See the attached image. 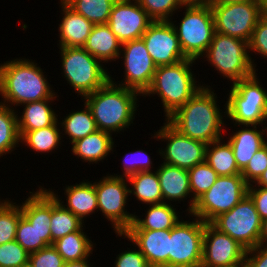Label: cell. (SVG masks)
Returning a JSON list of instances; mask_svg holds the SVG:
<instances>
[{
    "label": "cell",
    "instance_id": "obj_15",
    "mask_svg": "<svg viewBox=\"0 0 267 267\" xmlns=\"http://www.w3.org/2000/svg\"><path fill=\"white\" fill-rule=\"evenodd\" d=\"M119 60L124 76L121 81L110 80L125 88L133 89L141 95L150 87L157 66L154 64L142 38L122 43ZM123 65V66H122Z\"/></svg>",
    "mask_w": 267,
    "mask_h": 267
},
{
    "label": "cell",
    "instance_id": "obj_1",
    "mask_svg": "<svg viewBox=\"0 0 267 267\" xmlns=\"http://www.w3.org/2000/svg\"><path fill=\"white\" fill-rule=\"evenodd\" d=\"M202 85L192 98L165 120L184 136L210 144L224 137L228 125L226 105L220 109L215 90L208 83L202 82Z\"/></svg>",
    "mask_w": 267,
    "mask_h": 267
},
{
    "label": "cell",
    "instance_id": "obj_8",
    "mask_svg": "<svg viewBox=\"0 0 267 267\" xmlns=\"http://www.w3.org/2000/svg\"><path fill=\"white\" fill-rule=\"evenodd\" d=\"M183 18L180 23L171 19L179 44L187 58L200 62L215 34L214 20L210 4L182 6ZM178 22V23H177Z\"/></svg>",
    "mask_w": 267,
    "mask_h": 267
},
{
    "label": "cell",
    "instance_id": "obj_53",
    "mask_svg": "<svg viewBox=\"0 0 267 267\" xmlns=\"http://www.w3.org/2000/svg\"><path fill=\"white\" fill-rule=\"evenodd\" d=\"M253 0H209V3H239Z\"/></svg>",
    "mask_w": 267,
    "mask_h": 267
},
{
    "label": "cell",
    "instance_id": "obj_5",
    "mask_svg": "<svg viewBox=\"0 0 267 267\" xmlns=\"http://www.w3.org/2000/svg\"><path fill=\"white\" fill-rule=\"evenodd\" d=\"M258 74L229 86L226 119L233 125L267 126V90L260 84Z\"/></svg>",
    "mask_w": 267,
    "mask_h": 267
},
{
    "label": "cell",
    "instance_id": "obj_42",
    "mask_svg": "<svg viewBox=\"0 0 267 267\" xmlns=\"http://www.w3.org/2000/svg\"><path fill=\"white\" fill-rule=\"evenodd\" d=\"M28 253L16 240L0 245V267H28Z\"/></svg>",
    "mask_w": 267,
    "mask_h": 267
},
{
    "label": "cell",
    "instance_id": "obj_26",
    "mask_svg": "<svg viewBox=\"0 0 267 267\" xmlns=\"http://www.w3.org/2000/svg\"><path fill=\"white\" fill-rule=\"evenodd\" d=\"M147 206L142 217L134 213L133 223L127 230H171L181 219L173 204L162 202Z\"/></svg>",
    "mask_w": 267,
    "mask_h": 267
},
{
    "label": "cell",
    "instance_id": "obj_46",
    "mask_svg": "<svg viewBox=\"0 0 267 267\" xmlns=\"http://www.w3.org/2000/svg\"><path fill=\"white\" fill-rule=\"evenodd\" d=\"M65 261L53 245L30 253L28 267H64Z\"/></svg>",
    "mask_w": 267,
    "mask_h": 267
},
{
    "label": "cell",
    "instance_id": "obj_17",
    "mask_svg": "<svg viewBox=\"0 0 267 267\" xmlns=\"http://www.w3.org/2000/svg\"><path fill=\"white\" fill-rule=\"evenodd\" d=\"M141 38L157 67L188 59L170 21H153Z\"/></svg>",
    "mask_w": 267,
    "mask_h": 267
},
{
    "label": "cell",
    "instance_id": "obj_31",
    "mask_svg": "<svg viewBox=\"0 0 267 267\" xmlns=\"http://www.w3.org/2000/svg\"><path fill=\"white\" fill-rule=\"evenodd\" d=\"M129 194L141 204L151 205L163 202L161 186L155 171L138 172L127 178Z\"/></svg>",
    "mask_w": 267,
    "mask_h": 267
},
{
    "label": "cell",
    "instance_id": "obj_20",
    "mask_svg": "<svg viewBox=\"0 0 267 267\" xmlns=\"http://www.w3.org/2000/svg\"><path fill=\"white\" fill-rule=\"evenodd\" d=\"M38 185L35 191H29L28 198L20 203L22 216L34 227L40 238L51 245V192Z\"/></svg>",
    "mask_w": 267,
    "mask_h": 267
},
{
    "label": "cell",
    "instance_id": "obj_36",
    "mask_svg": "<svg viewBox=\"0 0 267 267\" xmlns=\"http://www.w3.org/2000/svg\"><path fill=\"white\" fill-rule=\"evenodd\" d=\"M76 13L94 25L107 24L112 7L117 0H63Z\"/></svg>",
    "mask_w": 267,
    "mask_h": 267
},
{
    "label": "cell",
    "instance_id": "obj_38",
    "mask_svg": "<svg viewBox=\"0 0 267 267\" xmlns=\"http://www.w3.org/2000/svg\"><path fill=\"white\" fill-rule=\"evenodd\" d=\"M192 194V209L195 201L215 183L218 174L205 161L188 170Z\"/></svg>",
    "mask_w": 267,
    "mask_h": 267
},
{
    "label": "cell",
    "instance_id": "obj_52",
    "mask_svg": "<svg viewBox=\"0 0 267 267\" xmlns=\"http://www.w3.org/2000/svg\"><path fill=\"white\" fill-rule=\"evenodd\" d=\"M256 186H261L267 188V169L259 177V179L254 183Z\"/></svg>",
    "mask_w": 267,
    "mask_h": 267
},
{
    "label": "cell",
    "instance_id": "obj_23",
    "mask_svg": "<svg viewBox=\"0 0 267 267\" xmlns=\"http://www.w3.org/2000/svg\"><path fill=\"white\" fill-rule=\"evenodd\" d=\"M86 181V182H85ZM48 190L57 198L60 204L76 215L81 221L86 222L87 217L98 212V200L93 181L75 183L73 185L63 186L66 202L60 199L58 191L48 188ZM86 218V219H85Z\"/></svg>",
    "mask_w": 267,
    "mask_h": 267
},
{
    "label": "cell",
    "instance_id": "obj_34",
    "mask_svg": "<svg viewBox=\"0 0 267 267\" xmlns=\"http://www.w3.org/2000/svg\"><path fill=\"white\" fill-rule=\"evenodd\" d=\"M51 245L67 234L78 231L85 222L59 203L51 193Z\"/></svg>",
    "mask_w": 267,
    "mask_h": 267
},
{
    "label": "cell",
    "instance_id": "obj_9",
    "mask_svg": "<svg viewBox=\"0 0 267 267\" xmlns=\"http://www.w3.org/2000/svg\"><path fill=\"white\" fill-rule=\"evenodd\" d=\"M248 184L241 174L219 176L212 187L194 204L191 215L211 223L220 214L230 211L246 195Z\"/></svg>",
    "mask_w": 267,
    "mask_h": 267
},
{
    "label": "cell",
    "instance_id": "obj_33",
    "mask_svg": "<svg viewBox=\"0 0 267 267\" xmlns=\"http://www.w3.org/2000/svg\"><path fill=\"white\" fill-rule=\"evenodd\" d=\"M205 162L209 164L218 176L241 174L232 147L224 137L207 144Z\"/></svg>",
    "mask_w": 267,
    "mask_h": 267
},
{
    "label": "cell",
    "instance_id": "obj_7",
    "mask_svg": "<svg viewBox=\"0 0 267 267\" xmlns=\"http://www.w3.org/2000/svg\"><path fill=\"white\" fill-rule=\"evenodd\" d=\"M202 58L206 59L202 62L207 61L220 76L227 78L229 84L251 77L256 72L250 60L248 42L217 32Z\"/></svg>",
    "mask_w": 267,
    "mask_h": 267
},
{
    "label": "cell",
    "instance_id": "obj_54",
    "mask_svg": "<svg viewBox=\"0 0 267 267\" xmlns=\"http://www.w3.org/2000/svg\"><path fill=\"white\" fill-rule=\"evenodd\" d=\"M263 14L267 15V0H262Z\"/></svg>",
    "mask_w": 267,
    "mask_h": 267
},
{
    "label": "cell",
    "instance_id": "obj_45",
    "mask_svg": "<svg viewBox=\"0 0 267 267\" xmlns=\"http://www.w3.org/2000/svg\"><path fill=\"white\" fill-rule=\"evenodd\" d=\"M267 169V143L260 148L241 171V175L248 185L255 183Z\"/></svg>",
    "mask_w": 267,
    "mask_h": 267
},
{
    "label": "cell",
    "instance_id": "obj_19",
    "mask_svg": "<svg viewBox=\"0 0 267 267\" xmlns=\"http://www.w3.org/2000/svg\"><path fill=\"white\" fill-rule=\"evenodd\" d=\"M150 267H170V230H126Z\"/></svg>",
    "mask_w": 267,
    "mask_h": 267
},
{
    "label": "cell",
    "instance_id": "obj_10",
    "mask_svg": "<svg viewBox=\"0 0 267 267\" xmlns=\"http://www.w3.org/2000/svg\"><path fill=\"white\" fill-rule=\"evenodd\" d=\"M98 200V211L111 223L113 232L124 233L133 223L134 215L127 211L129 183L127 178L104 175L93 182Z\"/></svg>",
    "mask_w": 267,
    "mask_h": 267
},
{
    "label": "cell",
    "instance_id": "obj_29",
    "mask_svg": "<svg viewBox=\"0 0 267 267\" xmlns=\"http://www.w3.org/2000/svg\"><path fill=\"white\" fill-rule=\"evenodd\" d=\"M85 224L78 231L67 234L66 236L53 242V247L66 262L80 261L90 258L96 248L94 242L85 232Z\"/></svg>",
    "mask_w": 267,
    "mask_h": 267
},
{
    "label": "cell",
    "instance_id": "obj_32",
    "mask_svg": "<svg viewBox=\"0 0 267 267\" xmlns=\"http://www.w3.org/2000/svg\"><path fill=\"white\" fill-rule=\"evenodd\" d=\"M83 105V109H73V111L68 112L69 114L66 113V116L63 117L64 119L61 118L62 121L61 119L58 120L62 128V138L69 139V144L98 130L90 108L85 102Z\"/></svg>",
    "mask_w": 267,
    "mask_h": 267
},
{
    "label": "cell",
    "instance_id": "obj_37",
    "mask_svg": "<svg viewBox=\"0 0 267 267\" xmlns=\"http://www.w3.org/2000/svg\"><path fill=\"white\" fill-rule=\"evenodd\" d=\"M22 216L19 203L9 198L0 201V245L16 238L17 226Z\"/></svg>",
    "mask_w": 267,
    "mask_h": 267
},
{
    "label": "cell",
    "instance_id": "obj_16",
    "mask_svg": "<svg viewBox=\"0 0 267 267\" xmlns=\"http://www.w3.org/2000/svg\"><path fill=\"white\" fill-rule=\"evenodd\" d=\"M246 251L229 235L220 232L211 223H205L201 263L222 267H244Z\"/></svg>",
    "mask_w": 267,
    "mask_h": 267
},
{
    "label": "cell",
    "instance_id": "obj_28",
    "mask_svg": "<svg viewBox=\"0 0 267 267\" xmlns=\"http://www.w3.org/2000/svg\"><path fill=\"white\" fill-rule=\"evenodd\" d=\"M55 100L43 99L21 105L22 115H17L18 131H34L55 124L60 119L52 107Z\"/></svg>",
    "mask_w": 267,
    "mask_h": 267
},
{
    "label": "cell",
    "instance_id": "obj_39",
    "mask_svg": "<svg viewBox=\"0 0 267 267\" xmlns=\"http://www.w3.org/2000/svg\"><path fill=\"white\" fill-rule=\"evenodd\" d=\"M121 162L123 174H111L113 176L128 178L131 175L137 174L138 172L154 171L153 158L148 154L147 151L141 149L134 150L133 152L126 153Z\"/></svg>",
    "mask_w": 267,
    "mask_h": 267
},
{
    "label": "cell",
    "instance_id": "obj_22",
    "mask_svg": "<svg viewBox=\"0 0 267 267\" xmlns=\"http://www.w3.org/2000/svg\"><path fill=\"white\" fill-rule=\"evenodd\" d=\"M228 142L232 147L238 168L242 171L254 154L267 143V126L234 125ZM260 127H262L260 129ZM260 129V130H259Z\"/></svg>",
    "mask_w": 267,
    "mask_h": 267
},
{
    "label": "cell",
    "instance_id": "obj_43",
    "mask_svg": "<svg viewBox=\"0 0 267 267\" xmlns=\"http://www.w3.org/2000/svg\"><path fill=\"white\" fill-rule=\"evenodd\" d=\"M248 52L250 56L251 63L258 72L257 65L252 59L251 55H260L261 59L267 60V15L263 14L257 25L255 26L250 41L248 42ZM254 53V54H253Z\"/></svg>",
    "mask_w": 267,
    "mask_h": 267
},
{
    "label": "cell",
    "instance_id": "obj_27",
    "mask_svg": "<svg viewBox=\"0 0 267 267\" xmlns=\"http://www.w3.org/2000/svg\"><path fill=\"white\" fill-rule=\"evenodd\" d=\"M121 45L107 24H99L94 25L83 48L106 66V63L118 60Z\"/></svg>",
    "mask_w": 267,
    "mask_h": 267
},
{
    "label": "cell",
    "instance_id": "obj_30",
    "mask_svg": "<svg viewBox=\"0 0 267 267\" xmlns=\"http://www.w3.org/2000/svg\"><path fill=\"white\" fill-rule=\"evenodd\" d=\"M20 143L27 146L33 152L42 155L55 153L63 145L62 133L59 121L55 124L34 131H19ZM60 146V147H59Z\"/></svg>",
    "mask_w": 267,
    "mask_h": 267
},
{
    "label": "cell",
    "instance_id": "obj_47",
    "mask_svg": "<svg viewBox=\"0 0 267 267\" xmlns=\"http://www.w3.org/2000/svg\"><path fill=\"white\" fill-rule=\"evenodd\" d=\"M247 194L253 200L260 218L262 220L267 218V188L256 186L253 183L248 185Z\"/></svg>",
    "mask_w": 267,
    "mask_h": 267
},
{
    "label": "cell",
    "instance_id": "obj_48",
    "mask_svg": "<svg viewBox=\"0 0 267 267\" xmlns=\"http://www.w3.org/2000/svg\"><path fill=\"white\" fill-rule=\"evenodd\" d=\"M244 267H267V246L259 244L247 250Z\"/></svg>",
    "mask_w": 267,
    "mask_h": 267
},
{
    "label": "cell",
    "instance_id": "obj_24",
    "mask_svg": "<svg viewBox=\"0 0 267 267\" xmlns=\"http://www.w3.org/2000/svg\"><path fill=\"white\" fill-rule=\"evenodd\" d=\"M61 21L58 27L57 47H83L94 24L59 0Z\"/></svg>",
    "mask_w": 267,
    "mask_h": 267
},
{
    "label": "cell",
    "instance_id": "obj_6",
    "mask_svg": "<svg viewBox=\"0 0 267 267\" xmlns=\"http://www.w3.org/2000/svg\"><path fill=\"white\" fill-rule=\"evenodd\" d=\"M61 74L67 84L81 99L105 85L110 80L108 68L83 47H58Z\"/></svg>",
    "mask_w": 267,
    "mask_h": 267
},
{
    "label": "cell",
    "instance_id": "obj_13",
    "mask_svg": "<svg viewBox=\"0 0 267 267\" xmlns=\"http://www.w3.org/2000/svg\"><path fill=\"white\" fill-rule=\"evenodd\" d=\"M151 138L166 142V147L157 151L163 163L189 170L205 161L207 144L184 136L166 120L159 130L151 133Z\"/></svg>",
    "mask_w": 267,
    "mask_h": 267
},
{
    "label": "cell",
    "instance_id": "obj_41",
    "mask_svg": "<svg viewBox=\"0 0 267 267\" xmlns=\"http://www.w3.org/2000/svg\"><path fill=\"white\" fill-rule=\"evenodd\" d=\"M15 240L28 252L33 253L48 245L40 238L38 231L21 216Z\"/></svg>",
    "mask_w": 267,
    "mask_h": 267
},
{
    "label": "cell",
    "instance_id": "obj_25",
    "mask_svg": "<svg viewBox=\"0 0 267 267\" xmlns=\"http://www.w3.org/2000/svg\"><path fill=\"white\" fill-rule=\"evenodd\" d=\"M71 154L82 162L90 165L103 162L114 154L115 141L111 133L97 130L96 132L76 140L71 144ZM111 153V154H110Z\"/></svg>",
    "mask_w": 267,
    "mask_h": 267
},
{
    "label": "cell",
    "instance_id": "obj_44",
    "mask_svg": "<svg viewBox=\"0 0 267 267\" xmlns=\"http://www.w3.org/2000/svg\"><path fill=\"white\" fill-rule=\"evenodd\" d=\"M117 236L130 241V246L133 247H127V250H122L116 255L114 267H150L139 248L124 233H117L116 238Z\"/></svg>",
    "mask_w": 267,
    "mask_h": 267
},
{
    "label": "cell",
    "instance_id": "obj_4",
    "mask_svg": "<svg viewBox=\"0 0 267 267\" xmlns=\"http://www.w3.org/2000/svg\"><path fill=\"white\" fill-rule=\"evenodd\" d=\"M196 63V60L188 58L156 68L152 83L142 97H159L165 114L163 119L168 118L203 87L192 71Z\"/></svg>",
    "mask_w": 267,
    "mask_h": 267
},
{
    "label": "cell",
    "instance_id": "obj_12",
    "mask_svg": "<svg viewBox=\"0 0 267 267\" xmlns=\"http://www.w3.org/2000/svg\"><path fill=\"white\" fill-rule=\"evenodd\" d=\"M211 224L246 250L259 245L262 219L248 194L230 211L216 217Z\"/></svg>",
    "mask_w": 267,
    "mask_h": 267
},
{
    "label": "cell",
    "instance_id": "obj_55",
    "mask_svg": "<svg viewBox=\"0 0 267 267\" xmlns=\"http://www.w3.org/2000/svg\"><path fill=\"white\" fill-rule=\"evenodd\" d=\"M199 267H222V266H214V265H208V264L200 263Z\"/></svg>",
    "mask_w": 267,
    "mask_h": 267
},
{
    "label": "cell",
    "instance_id": "obj_11",
    "mask_svg": "<svg viewBox=\"0 0 267 267\" xmlns=\"http://www.w3.org/2000/svg\"><path fill=\"white\" fill-rule=\"evenodd\" d=\"M209 4L215 32L250 41L252 32L263 15L262 0Z\"/></svg>",
    "mask_w": 267,
    "mask_h": 267
},
{
    "label": "cell",
    "instance_id": "obj_2",
    "mask_svg": "<svg viewBox=\"0 0 267 267\" xmlns=\"http://www.w3.org/2000/svg\"><path fill=\"white\" fill-rule=\"evenodd\" d=\"M38 65L35 60L23 57L1 62L0 103L16 110L28 102L57 99L58 92L53 90L48 75Z\"/></svg>",
    "mask_w": 267,
    "mask_h": 267
},
{
    "label": "cell",
    "instance_id": "obj_21",
    "mask_svg": "<svg viewBox=\"0 0 267 267\" xmlns=\"http://www.w3.org/2000/svg\"><path fill=\"white\" fill-rule=\"evenodd\" d=\"M156 172L161 186L163 202L170 204L176 202L178 204L189 198V205H187L188 208L185 211L190 214L192 211V194L188 170L161 163L160 166L156 167Z\"/></svg>",
    "mask_w": 267,
    "mask_h": 267
},
{
    "label": "cell",
    "instance_id": "obj_51",
    "mask_svg": "<svg viewBox=\"0 0 267 267\" xmlns=\"http://www.w3.org/2000/svg\"><path fill=\"white\" fill-rule=\"evenodd\" d=\"M181 6H199L209 3V0H177Z\"/></svg>",
    "mask_w": 267,
    "mask_h": 267
},
{
    "label": "cell",
    "instance_id": "obj_49",
    "mask_svg": "<svg viewBox=\"0 0 267 267\" xmlns=\"http://www.w3.org/2000/svg\"><path fill=\"white\" fill-rule=\"evenodd\" d=\"M259 244L267 246V218L262 220Z\"/></svg>",
    "mask_w": 267,
    "mask_h": 267
},
{
    "label": "cell",
    "instance_id": "obj_40",
    "mask_svg": "<svg viewBox=\"0 0 267 267\" xmlns=\"http://www.w3.org/2000/svg\"><path fill=\"white\" fill-rule=\"evenodd\" d=\"M153 21H170L182 6L177 0H136Z\"/></svg>",
    "mask_w": 267,
    "mask_h": 267
},
{
    "label": "cell",
    "instance_id": "obj_50",
    "mask_svg": "<svg viewBox=\"0 0 267 267\" xmlns=\"http://www.w3.org/2000/svg\"><path fill=\"white\" fill-rule=\"evenodd\" d=\"M90 259H83L80 261H72V262H66L64 264V267H92L91 262H89Z\"/></svg>",
    "mask_w": 267,
    "mask_h": 267
},
{
    "label": "cell",
    "instance_id": "obj_18",
    "mask_svg": "<svg viewBox=\"0 0 267 267\" xmlns=\"http://www.w3.org/2000/svg\"><path fill=\"white\" fill-rule=\"evenodd\" d=\"M153 20L136 0H117L107 25L121 43L139 39Z\"/></svg>",
    "mask_w": 267,
    "mask_h": 267
},
{
    "label": "cell",
    "instance_id": "obj_3",
    "mask_svg": "<svg viewBox=\"0 0 267 267\" xmlns=\"http://www.w3.org/2000/svg\"><path fill=\"white\" fill-rule=\"evenodd\" d=\"M140 96L142 97L139 92L109 80L81 100L84 99L82 102L90 108L98 130L114 135L124 133L127 128L135 124V116L139 110L137 108L141 105L137 104Z\"/></svg>",
    "mask_w": 267,
    "mask_h": 267
},
{
    "label": "cell",
    "instance_id": "obj_14",
    "mask_svg": "<svg viewBox=\"0 0 267 267\" xmlns=\"http://www.w3.org/2000/svg\"><path fill=\"white\" fill-rule=\"evenodd\" d=\"M187 215L193 220L184 221L182 216L170 230V267L196 266L202 261L205 222Z\"/></svg>",
    "mask_w": 267,
    "mask_h": 267
},
{
    "label": "cell",
    "instance_id": "obj_35",
    "mask_svg": "<svg viewBox=\"0 0 267 267\" xmlns=\"http://www.w3.org/2000/svg\"><path fill=\"white\" fill-rule=\"evenodd\" d=\"M19 113L20 110L16 111L0 103V158L3 155L5 158V155L12 154L11 152L21 145L17 122Z\"/></svg>",
    "mask_w": 267,
    "mask_h": 267
}]
</instances>
